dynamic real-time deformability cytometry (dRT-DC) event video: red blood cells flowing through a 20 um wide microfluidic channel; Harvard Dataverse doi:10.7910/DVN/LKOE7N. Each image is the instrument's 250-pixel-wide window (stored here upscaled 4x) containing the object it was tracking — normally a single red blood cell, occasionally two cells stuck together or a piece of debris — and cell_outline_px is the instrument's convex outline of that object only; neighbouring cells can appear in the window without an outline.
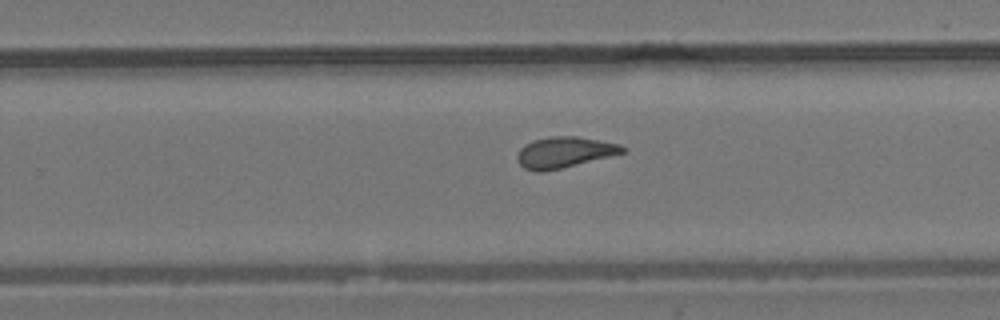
{"species": "common noctule bat (a hibernating species)", "species_latin": "Nyctalus noctula", "temperature_condition": "room temperature", "stored_images_in_passage": 9, "camera_frame_rate_fps": 3000, "um_per_image_px": 0.085, "animal": {"sex": "male", "body_mass_g": 19.2, "forearm_length_mm": 51.8}, "frame": {"image": 1, "passage_image": 9, "time_ms": 11.0, "image_size_px": [1000, 320], "cell_outline_px": [[628, 148], [624, 152], [544, 172], [536, 172], [524, 168], [516, 160], [516, 156], [520, 148], [524, 144], [532, 140], [552, 136], [576, 136], [620, 144]], "centroid_in_image_um": [47.91, 12.94], "position_along_channel_um": 281.9, "area_um2": 18.84}}